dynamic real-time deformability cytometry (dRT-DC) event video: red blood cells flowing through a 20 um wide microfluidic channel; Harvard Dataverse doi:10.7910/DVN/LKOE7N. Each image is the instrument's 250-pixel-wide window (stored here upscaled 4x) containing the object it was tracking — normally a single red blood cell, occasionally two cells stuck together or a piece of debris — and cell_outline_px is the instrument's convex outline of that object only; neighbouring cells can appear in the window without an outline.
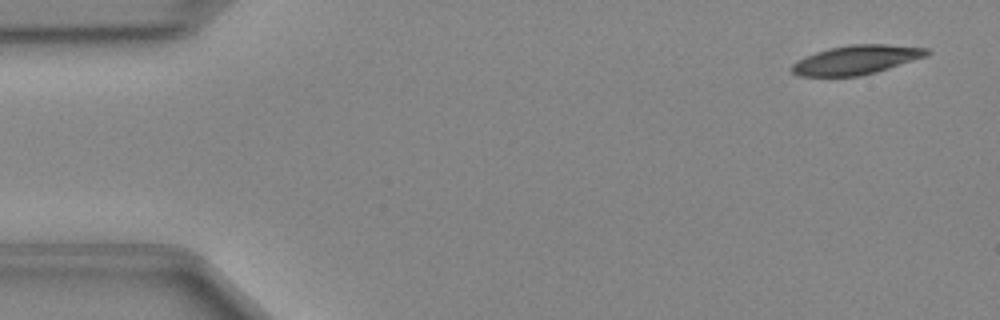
{"species": "Egyptian fruit bat (a non-hibernating species)", "species_latin": "Rousettus aegyptiacus", "temperature_condition": "cold", "stored_images_in_passage": 46, "camera_frame_rate_fps": 3000, "um_per_image_px": 0.085, "animal": {"sex": "female"}, "frame": {"image": 1, "passage_image": 1, "time_ms": 0.0, "image_size_px": [1000, 320], "cell_outline_px": [[932, 52], [928, 56], [876, 72], [860, 76], [796, 76], [792, 72], [792, 64], [816, 52], [828, 48], [852, 44], [884, 44], [928, 48]], "centroid_in_image_um": [72.83, 5.08], "position_along_channel_um": 12.2, "area_um2": 22.83}}
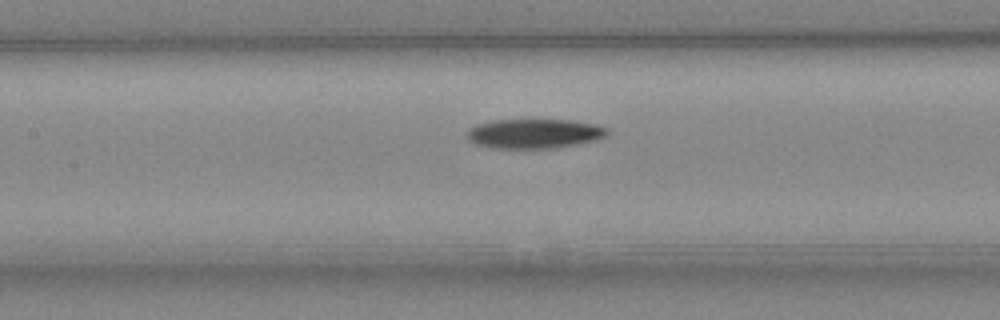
{"frame": {"image": 2, "passage_image": 20, "time_ms": 6.333, "image_size_px": [1000, 320], "cell_outline_px": [[608, 132], [604, 136], [592, 140], [576, 144], [556, 148], [492, 148], [476, 144], [468, 140], [468, 128], [476, 124], [492, 120], [572, 120], [596, 124], [608, 128]], "centroid_in_image_um": [45.38, 11.35], "position_along_channel_um": 162.0, "area_um2": 24.04}}
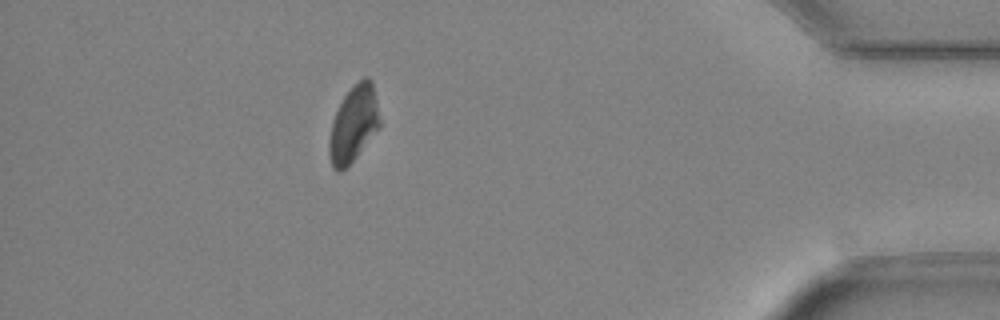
{"frame": {"image": 3, "passage_image": 41, "time_ms": 13.333, "image_size_px": [1000, 320], "cell_outline_px": [[380, 128], [356, 156], [340, 172], [336, 172], [332, 168], [328, 156], [328, 144], [332, 120], [344, 96], [352, 84], [364, 76], [368, 76], [372, 80], [380, 120]], "centroid_in_image_um": [30.04, 10.52], "position_along_channel_um": 405.2, "area_um2": 22.6}}